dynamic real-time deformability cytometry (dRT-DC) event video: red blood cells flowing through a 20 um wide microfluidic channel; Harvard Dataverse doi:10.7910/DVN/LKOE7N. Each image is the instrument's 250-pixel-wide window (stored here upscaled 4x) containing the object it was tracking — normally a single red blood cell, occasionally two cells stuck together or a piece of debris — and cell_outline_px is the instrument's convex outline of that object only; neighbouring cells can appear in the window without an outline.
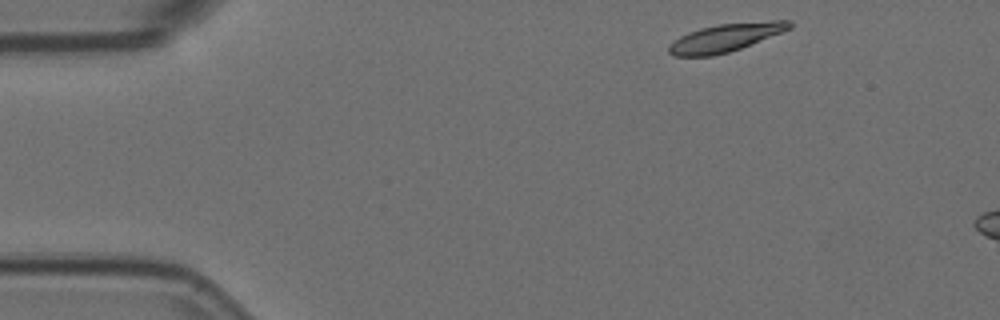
{"species": "Egyptian fruit bat (a non-hibernating species)", "species_latin": "Rousettus aegyptiacus", "temperature_condition": "room temperature", "stored_images_in_passage": 4, "camera_frame_rate_fps": 3000, "um_per_image_px": 0.085, "animal": {"sex": "female"}, "frame": {"image": 1, "passage_image": 1, "time_ms": 0.0, "image_size_px": [1000, 320], "cell_outline_px": [[792, 28], [740, 48], [728, 52], [712, 56], [672, 56], [668, 52], [668, 44], [680, 36], [688, 32], [700, 28], [720, 24], [772, 20], [792, 20]], "centroid_in_image_um": [61.64, 3.2], "position_along_channel_um": 23.4, "area_um2": 19.65}}